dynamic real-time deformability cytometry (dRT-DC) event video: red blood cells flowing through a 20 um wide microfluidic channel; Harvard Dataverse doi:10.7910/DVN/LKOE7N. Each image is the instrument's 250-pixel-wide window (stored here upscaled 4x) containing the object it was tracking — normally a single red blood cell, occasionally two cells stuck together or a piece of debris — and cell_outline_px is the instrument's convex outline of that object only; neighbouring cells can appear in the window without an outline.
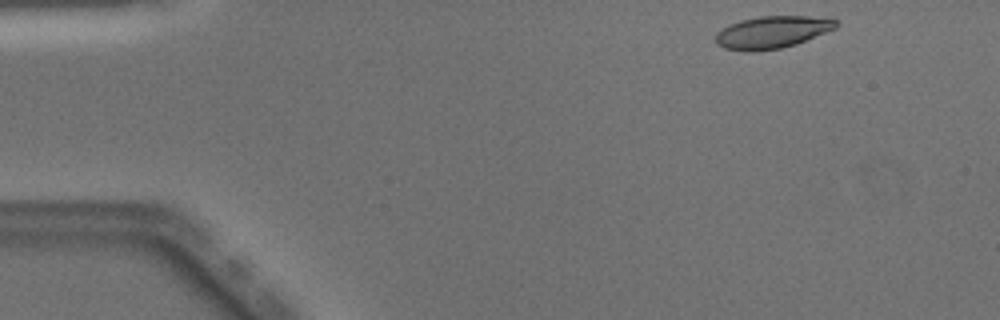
{"species": "Egyptian fruit bat (a non-hibernating species)", "species_latin": "Rousettus aegyptiacus", "temperature_condition": "warm", "stored_images_in_passage": 45, "camera_frame_rate_fps": 3000, "um_per_image_px": 0.085, "animal": {"sex": "male"}, "frame": {"image": 1, "passage_image": 1, "time_ms": 0.0, "image_size_px": [1000, 320], "cell_outline_px": [[840, 24], [836, 28], [796, 44], [780, 48], [756, 52], [744, 52], [724, 48], [716, 44], [716, 32], [728, 24], [740, 20], [760, 16], [808, 16], [836, 20]], "centroid_in_image_um": [65.58, 2.75], "position_along_channel_um": 19.4, "area_um2": 22.77}}
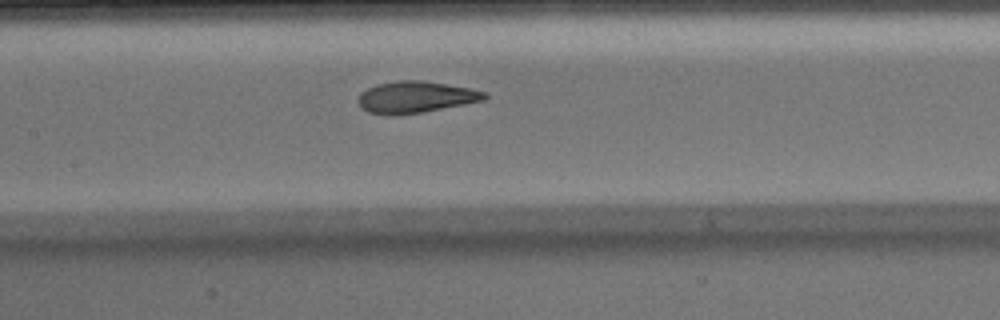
{"frame": {"image": 2, "passage_image": 19, "time_ms": 6.0, "image_size_px": [1000, 320], "cell_outline_px": [[488, 96], [484, 100], [424, 112], [396, 116], [388, 116], [368, 112], [360, 108], [360, 92], [376, 84], [396, 80], [424, 80], [472, 88], [488, 92]], "centroid_in_image_um": [35.34, 8.25], "position_along_channel_um": 172.1, "area_um2": 23.64}}
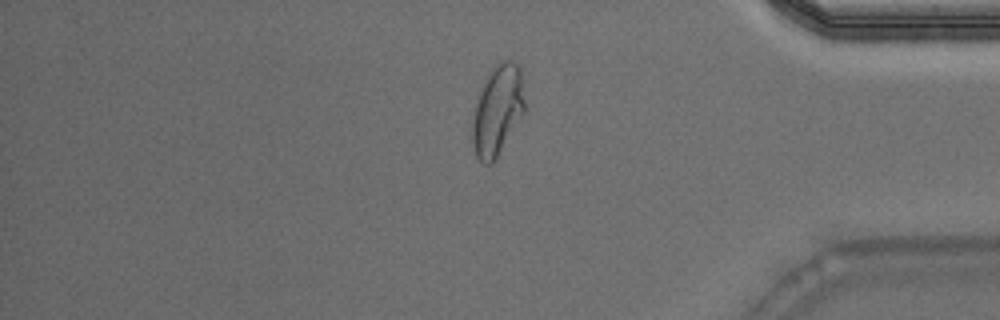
{"frame": {"image": 3, "passage_image": 37, "time_ms": 12.0, "image_size_px": [1000, 320], "cell_outline_px": [[524, 112], [496, 160], [492, 164], [484, 164], [476, 156], [472, 144], [472, 120], [476, 100], [480, 88], [492, 68], [500, 60], [512, 60], [520, 68], [524, 100]], "centroid_in_image_um": [42.26, 9.4], "position_along_channel_um": 392.9, "area_um2": 27.57}, "authors_computed_cell_mechanics": {"area_um2": 23.6402, "velocity_mm_per_s": 4.0782, "shape_relaxation_time_tau1_ms": 5.4298, "shape_relaxation_time_tau2_ms": 1.1953, "deformation_change_tau1": 0.2162, "deformation_change_tau2": 0.0497}}